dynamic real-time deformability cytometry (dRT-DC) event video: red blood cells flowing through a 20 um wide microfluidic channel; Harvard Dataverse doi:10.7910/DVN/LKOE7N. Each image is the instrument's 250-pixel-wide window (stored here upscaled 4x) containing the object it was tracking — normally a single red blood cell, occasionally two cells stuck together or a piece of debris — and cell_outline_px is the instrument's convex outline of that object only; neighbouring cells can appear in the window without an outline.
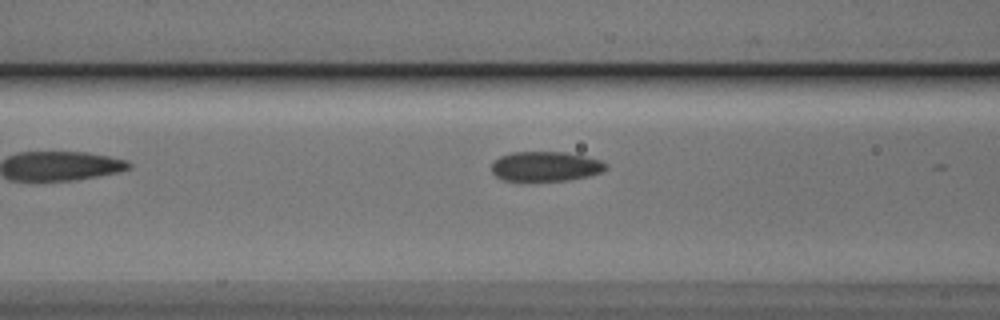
{"species": "Egyptian fruit bat (a non-hibernating species)", "species_latin": "Rousettus aegyptiacus", "temperature_condition": "cold", "stored_images_in_passage": 37, "camera_frame_rate_fps": 3000, "um_per_image_px": 0.085, "animal": {"sex": "male"}, "frame": {"image": 1, "passage_image": 5, "time_ms": 1.333, "image_size_px": [1000, 320], "cell_outline_px": [[608, 168], [600, 172], [588, 176], [568, 180], [504, 180], [496, 176], [492, 172], [492, 164], [500, 156], [512, 152], [568, 152], [600, 160], [608, 164]], "centroid_in_image_um": [46.39, 14.13], "position_along_channel_um": 120.2, "area_um2": 19.65}}
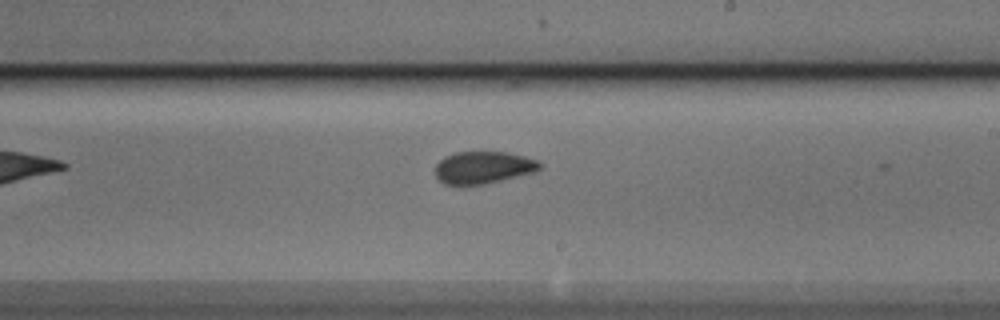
{"frame": {"image": 2, "passage_image": 15, "time_ms": 4.667, "image_size_px": [1000, 320], "cell_outline_px": [[544, 164], [536, 172], [484, 184], [444, 184], [436, 176], [436, 164], [444, 156], [456, 152], [508, 152], [540, 160]], "centroid_in_image_um": [41.13, 14.22], "position_along_channel_um": 247.9, "area_um2": 19.71}}
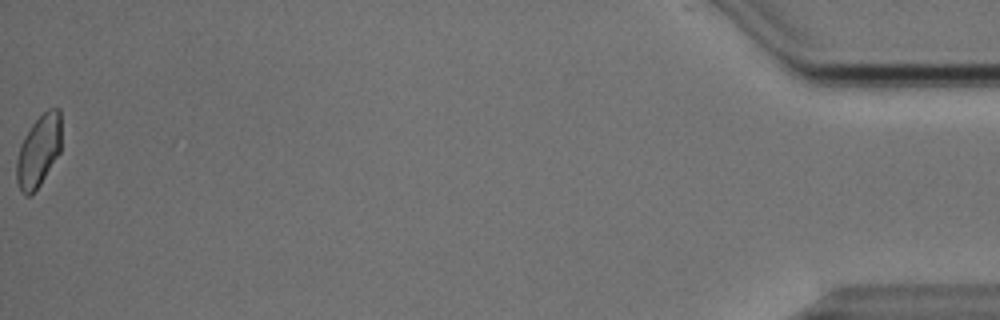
{"frame": {"image": 3, "passage_image": 37, "time_ms": 12.0, "image_size_px": [1000, 320], "cell_outline_px": [[60, 152], [40, 184], [28, 196], [24, 196], [16, 180], [16, 160], [20, 144], [24, 136], [32, 124], [48, 108], [60, 108]], "centroid_in_image_um": [3.27, 12.81], "position_along_channel_um": 431.9, "area_um2": 18.55}, "authors_computed_cell_mechanics": {"area_um2": 19.8254, "velocity_mm_per_s": 3.8474, "shape_relaxation_time_tau1_ms": 3.9716, "shape_relaxation_time_tau2_ms": 1.5486, "deformation_change_tau1": 0.0991, "deformation_change_tau2": 0.0721}}